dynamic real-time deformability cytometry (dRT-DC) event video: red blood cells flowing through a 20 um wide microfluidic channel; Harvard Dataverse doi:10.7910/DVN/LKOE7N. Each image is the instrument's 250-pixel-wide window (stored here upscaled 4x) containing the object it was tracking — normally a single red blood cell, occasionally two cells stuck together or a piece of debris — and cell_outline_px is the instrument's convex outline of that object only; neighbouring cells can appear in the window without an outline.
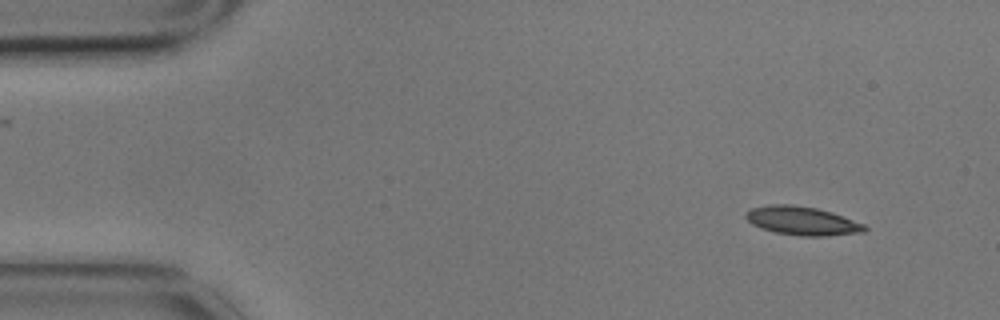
{"species": "common noctule bat (a hibernating species)", "species_latin": "Nyctalus noctula", "temperature_condition": "cold", "stored_images_in_passage": 5, "segment_of_instrument_passage": [1, 2], "camera_frame_rate_fps": 3000, "um_per_image_px": 0.085, "animal": {"sex": "male", "body_mass_g": 17.9}, "frame": {"image": 1, "passage_image": 1, "time_ms": 0.0, "image_size_px": [1000, 320], "cell_outline_px": [[868, 228], [864, 232], [828, 236], [800, 236], [776, 232], [760, 228], [752, 224], [744, 216], [744, 212], [752, 208], [772, 204], [792, 204], [816, 208], [832, 212], [864, 224]], "centroid_in_image_um": [68.18, 18.77], "position_along_channel_um": 16.8, "area_um2": 19.88}}
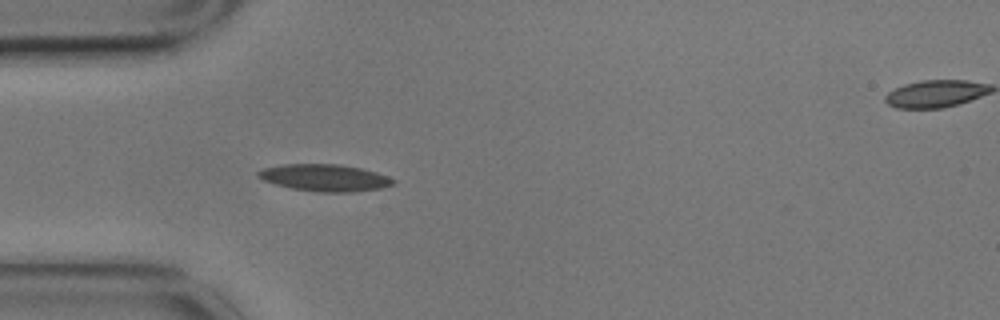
{"frame": {"image": 2, "passage_image": 4, "time_ms": 1.0, "image_size_px": [1000, 320], "cell_outline_px": [[396, 184], [380, 188], [356, 192], [316, 192], [292, 188], [276, 184], [264, 180], [256, 176], [256, 172], [264, 168], [284, 164], [336, 164], [360, 168], [376, 172], [388, 176], [396, 180]], "centroid_in_image_um": [27.63, 15.11], "position_along_channel_um": 57.4, "area_um2": 21.21}}